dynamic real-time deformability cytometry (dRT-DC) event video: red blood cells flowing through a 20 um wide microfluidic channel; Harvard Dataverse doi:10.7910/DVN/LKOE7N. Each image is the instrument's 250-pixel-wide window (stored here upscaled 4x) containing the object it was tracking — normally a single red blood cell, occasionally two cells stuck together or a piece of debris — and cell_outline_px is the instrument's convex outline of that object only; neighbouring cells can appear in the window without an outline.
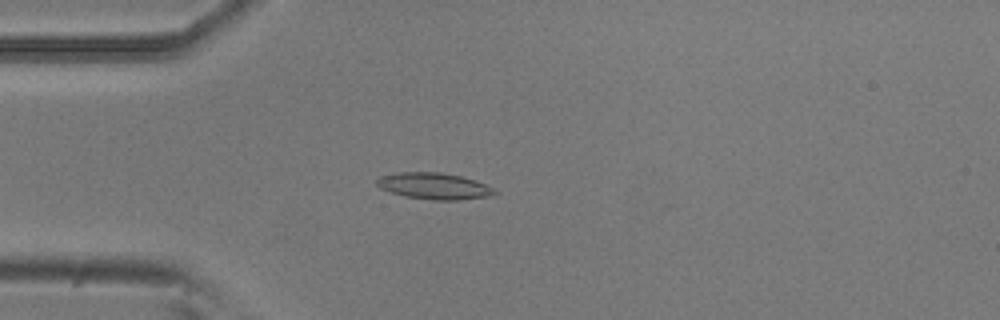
{"species": "common noctule bat (a hibernating species)", "species_latin": "Nyctalus noctula", "temperature_condition": "room temperature", "stored_images_in_passage": 44, "camera_frame_rate_fps": 3000, "um_per_image_px": 0.085, "animal": {"sex": "male", "body_mass_g": 20.5, "forearm_length_mm": 52.5}, "frame": {"image": 1, "passage_image": 5, "time_ms": 1.333, "image_size_px": [1000, 320], "cell_outline_px": [[500, 192], [492, 196], [460, 200], [432, 200], [404, 196], [380, 188], [376, 184], [376, 180], [380, 176], [396, 172], [440, 172], [460, 176], [484, 184]], "centroid_in_image_um": [36.89, 15.82], "position_along_channel_um": 48.1, "area_um2": 18.15}}
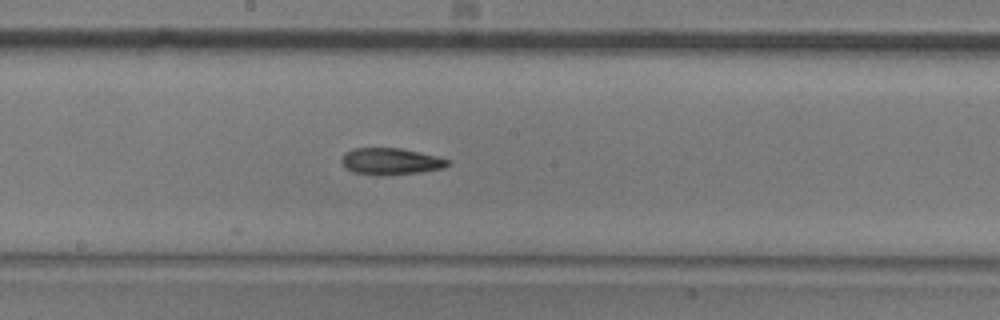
{"frame": {"image": 2, "passage_image": 19, "time_ms": 6.0, "image_size_px": [1000, 320], "cell_outline_px": [[448, 164], [444, 168], [420, 172], [380, 176], [352, 172], [340, 160], [344, 152], [352, 148], [400, 148], [436, 156], [448, 160]], "centroid_in_image_um": [33.16, 13.72], "position_along_channel_um": 215.0, "area_um2": 16.42}}
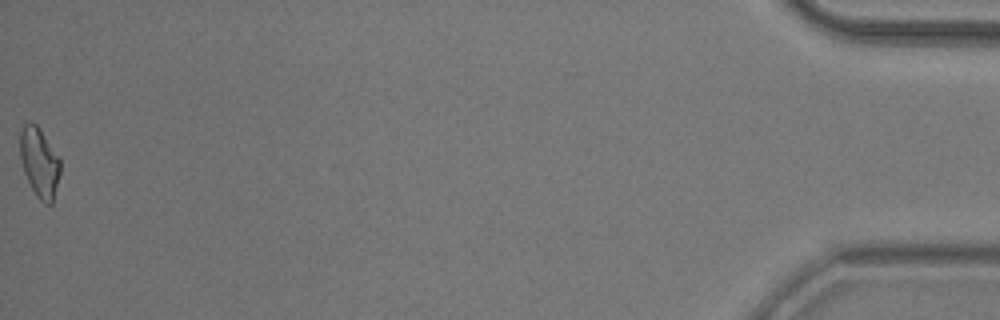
{"frame": {"image": 3, "passage_image": 44, "time_ms": 14.333, "image_size_px": [1000, 320], "cell_outline_px": [[60, 172], [52, 204], [44, 204], [36, 196], [24, 172], [20, 160], [20, 132], [24, 124], [28, 120], [36, 124], [60, 160]], "centroid_in_image_um": [3.33, 13.81], "position_along_channel_um": 431.9, "area_um2": 16.07}}